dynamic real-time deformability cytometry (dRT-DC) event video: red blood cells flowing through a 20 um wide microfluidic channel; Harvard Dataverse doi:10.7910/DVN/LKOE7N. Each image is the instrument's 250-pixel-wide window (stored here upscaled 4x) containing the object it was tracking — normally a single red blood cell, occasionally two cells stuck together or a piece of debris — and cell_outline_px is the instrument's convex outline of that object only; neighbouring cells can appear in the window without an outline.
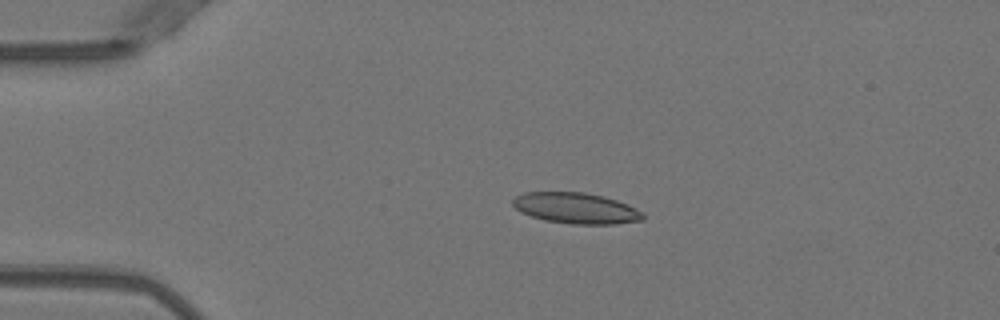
{"species": "Egyptian fruit bat (a non-hibernating species)", "species_latin": "Rousettus aegyptiacus", "temperature_condition": "warm", "stored_images_in_passage": 4, "camera_frame_rate_fps": 3000, "um_per_image_px": 0.085, "animal": {"sex": "female"}, "frame": {"image": 1, "passage_image": 3, "time_ms": 0.667, "image_size_px": [1000, 320], "cell_outline_px": [[644, 220], [616, 224], [572, 224], [544, 220], [520, 212], [512, 204], [512, 200], [516, 196], [524, 192], [584, 192], [604, 196], [628, 204], [644, 212]], "centroid_in_image_um": [48.98, 17.69], "position_along_channel_um": 36.0, "area_um2": 23.58}}